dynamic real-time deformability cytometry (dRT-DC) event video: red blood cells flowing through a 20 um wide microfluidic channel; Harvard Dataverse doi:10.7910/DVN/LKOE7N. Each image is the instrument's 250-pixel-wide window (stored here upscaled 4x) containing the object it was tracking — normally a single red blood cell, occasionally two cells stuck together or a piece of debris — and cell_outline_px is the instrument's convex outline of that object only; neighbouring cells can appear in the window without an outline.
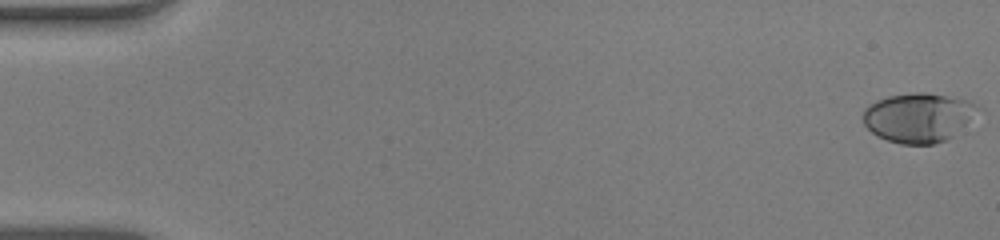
{"species": "human", "species_latin": "Homo sapiens", "temperature_condition": "warm", "stored_images_in_passage": 54, "camera_frame_rate_fps": 3000, "um_per_image_px": 0.085, "donor": {"sex": "male"}, "frame": {"image": 1, "passage_image": 1, "time_ms": 0.0, "image_size_px": [1000, 240], "cell_outline_px": [[980, 104], [952, 136], [948, 140], [936, 144], [900, 144], [888, 140], [872, 132], [864, 124], [864, 108], [868, 104], [876, 100], [888, 96], [912, 92], [928, 92], [964, 100]], "centroid_in_image_um": [77.98, 9.98], "position_along_channel_um": 7.0, "area_um2": 32.31}}
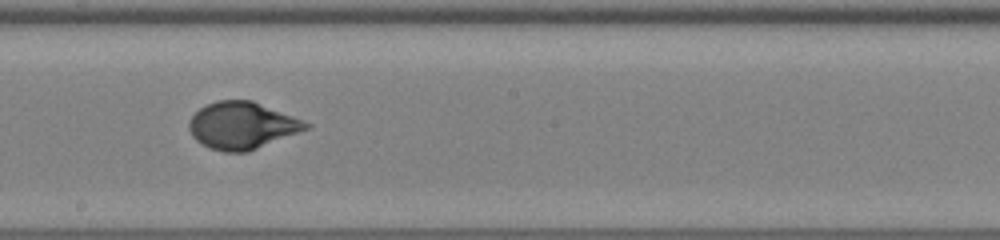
{"frame": {"image": 2, "passage_image": 31, "time_ms": 10.0, "image_size_px": [1000, 240], "cell_outline_px": [[312, 128], [248, 152], [224, 152], [200, 144], [192, 136], [188, 128], [188, 120], [204, 104], [216, 100], [252, 100], [312, 124]], "centroid_in_image_um": [20.57, 10.67], "position_along_channel_um": 227.6, "area_um2": 32.31}}
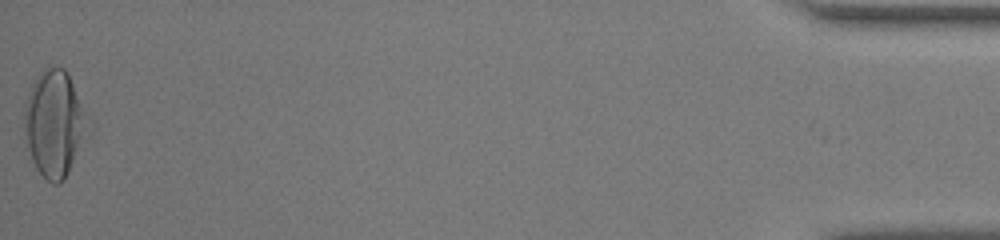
{"frame": {"image": 3, "passage_image": 54, "time_ms": 17.667, "image_size_px": [1000, 240], "cell_outline_px": [[92, 128], [88, 136], [64, 180], [60, 184], [52, 184], [36, 168], [32, 160], [28, 148], [24, 128], [24, 104], [28, 92], [32, 84], [40, 72], [44, 68], [52, 64], [56, 64], [64, 68], [68, 72], [92, 120]], "centroid_in_image_um": [4.69, 10.45], "position_along_channel_um": 430.5, "area_um2": 40.58}, "authors_computed_cell_mechanics": {"area_um2": 31.7611, "velocity_mm_per_s": 3.9051, "shape_relaxation_time_tau1_ms": 5.0011, "shape_relaxation_time_tau2_ms": null, "deformation_change_tau1": 0.2386, "deformation_change_tau2": null}}